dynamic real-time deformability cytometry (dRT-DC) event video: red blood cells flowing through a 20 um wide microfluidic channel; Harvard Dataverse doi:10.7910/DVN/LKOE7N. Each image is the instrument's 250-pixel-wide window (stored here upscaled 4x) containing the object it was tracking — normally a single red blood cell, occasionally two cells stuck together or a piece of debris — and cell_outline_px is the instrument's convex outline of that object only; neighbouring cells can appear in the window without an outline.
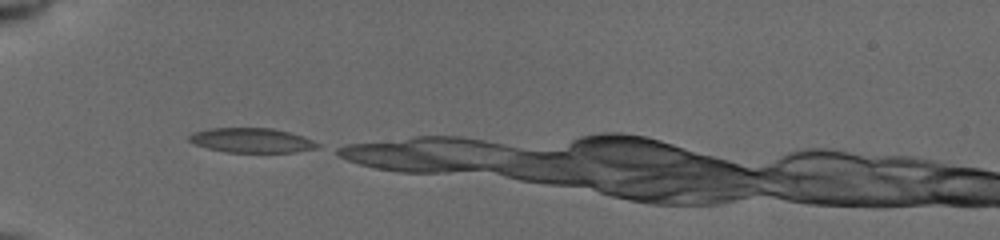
{"species": "common noctule bat (a hibernating species)", "species_latin": "Nyctalus noctula", "temperature_condition": "cold", "stored_images_in_passage": 4, "camera_frame_rate_fps": 3000, "um_per_image_px": 0.085, "animal": {"sex": "female", "body_mass_g": 19.5, "forearm_length_mm": 54.1}, "frame": {"image": 1, "passage_image": 1, "time_ms": 0.0, "image_size_px": [1000, 240], "cell_outline_px": [[320, 144], [316, 148], [296, 152], [224, 152], [208, 148], [196, 144], [188, 140], [188, 136], [192, 132], [208, 128], [272, 128], [304, 136]], "centroid_in_image_um": [21.37, 11.92], "position_along_channel_um": 63.6, "area_um2": 18.38}}